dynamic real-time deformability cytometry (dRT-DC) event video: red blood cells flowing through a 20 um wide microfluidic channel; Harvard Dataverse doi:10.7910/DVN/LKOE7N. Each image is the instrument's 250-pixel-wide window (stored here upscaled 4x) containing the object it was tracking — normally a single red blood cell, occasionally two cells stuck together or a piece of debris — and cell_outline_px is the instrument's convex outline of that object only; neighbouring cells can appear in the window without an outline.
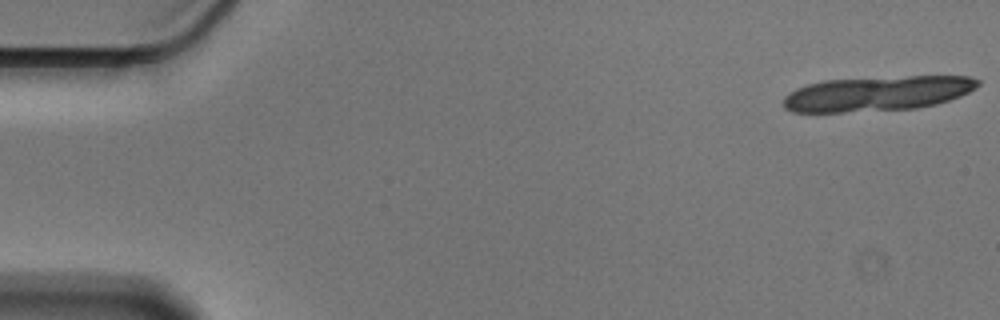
{"species": "Egyptian fruit bat (a non-hibernating species)", "species_latin": "Rousettus aegyptiacus", "temperature_condition": "cold", "stored_images_in_passage": 21, "camera_frame_rate_fps": 3000, "um_per_image_px": 0.085, "animal": {"sex": "male"}, "frame": {"image": 1, "passage_image": 1, "time_ms": 0.0, "image_size_px": [1000, 320], "cell_outline_px": [[980, 84], [976, 88], [960, 96], [936, 104], [916, 108], [844, 112], [792, 112], [784, 108], [784, 96], [796, 88], [808, 84], [824, 80], [908, 76], [972, 76], [980, 80]], "centroid_in_image_um": [74.58, 7.94], "position_along_channel_um": 10.4, "area_um2": 39.54}}
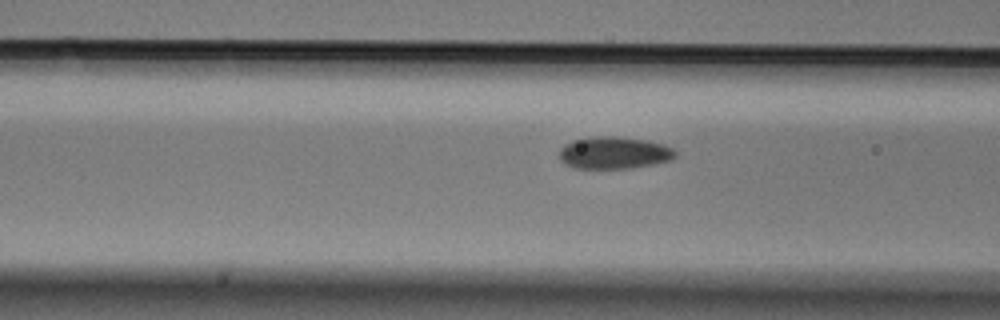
{"frame": {"image": 2, "passage_image": 19, "time_ms": 6.0, "image_size_px": [1000, 320], "cell_outline_px": [[676, 156], [672, 160], [656, 164], [632, 168], [572, 168], [564, 164], [560, 160], [560, 148], [564, 144], [572, 140], [596, 136], [616, 136], [648, 140], [664, 144], [672, 148], [676, 152]], "centroid_in_image_um": [52.21, 12.99], "position_along_channel_um": 114.4, "area_um2": 22.08}}